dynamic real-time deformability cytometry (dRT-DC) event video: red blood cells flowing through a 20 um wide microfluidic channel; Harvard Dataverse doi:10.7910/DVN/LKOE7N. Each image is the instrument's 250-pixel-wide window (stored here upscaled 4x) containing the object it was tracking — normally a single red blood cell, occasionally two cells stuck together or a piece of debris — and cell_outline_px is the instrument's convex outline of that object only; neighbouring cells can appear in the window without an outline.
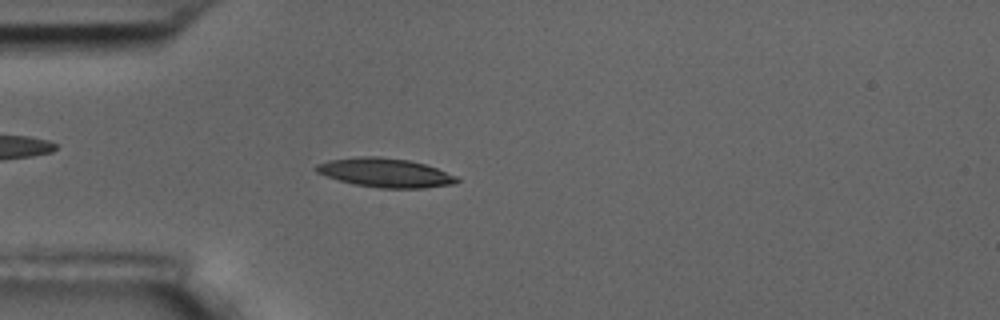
{"species": "common noctule bat (a hibernating species)", "species_latin": "Nyctalus noctula", "temperature_condition": "room temperature", "stored_images_in_passage": 57, "camera_frame_rate_fps": 3000, "um_per_image_px": 0.085, "animal": {"sex": "male", "body_mass_g": 17.5, "forearm_length_mm": 52.3}, "frame": {"image": 1, "passage_image": 16, "time_ms": 5.0, "image_size_px": [1000, 320], "cell_outline_px": [[460, 180], [452, 184], [424, 188], [380, 188], [356, 184], [340, 180], [316, 172], [312, 168], [316, 164], [328, 160], [360, 156], [380, 156], [408, 160], [424, 164], [436, 168], [456, 176]], "centroid_in_image_um": [32.71, 14.67], "position_along_channel_um": 52.3, "area_um2": 23.64}}
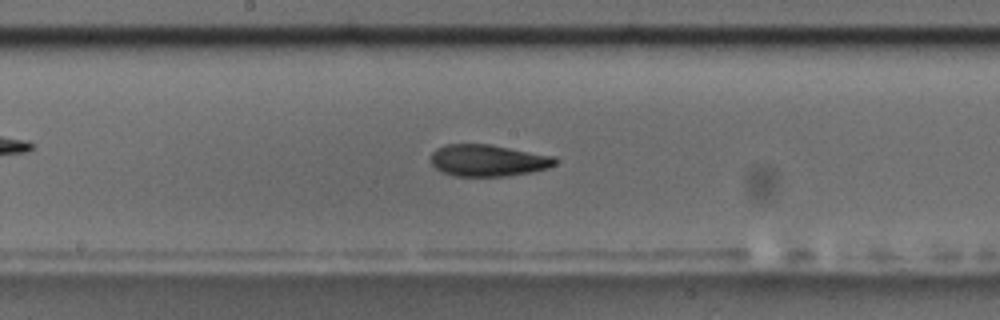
{"frame": {"image": 2, "passage_image": 30, "time_ms": 9.667, "image_size_px": [1000, 320], "cell_outline_px": [[560, 160], [556, 164], [548, 168], [532, 172], [504, 176], [456, 176], [440, 172], [432, 164], [432, 152], [436, 148], [444, 144], [488, 144], [552, 156]], "centroid_in_image_um": [41.47, 13.64], "position_along_channel_um": 206.7, "area_um2": 22.95}}
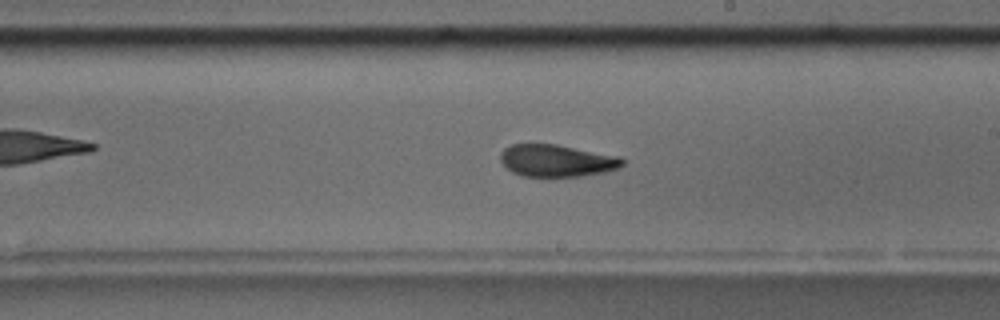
{"frame": {"image": 3, "passage_image": 33, "time_ms": 10.667, "image_size_px": [1000, 320], "cell_outline_px": [[624, 164], [616, 168], [604, 172], [580, 176], [520, 176], [512, 172], [500, 160], [500, 152], [504, 148], [512, 144], [556, 144], [620, 156], [624, 160]], "centroid_in_image_um": [47.3, 13.64], "position_along_channel_um": 241.7, "area_um2": 22.77}, "authors_computed_cell_mechanics": {"area_um2": 22.831, "velocity_mm_per_s": 3.516, "shape_relaxation_time_tau1_ms": 5.9325, "shape_relaxation_time_tau2_ms": 3.036, "deformation_change_tau1": 0.1722, "deformation_change_tau2": 0.0996}}